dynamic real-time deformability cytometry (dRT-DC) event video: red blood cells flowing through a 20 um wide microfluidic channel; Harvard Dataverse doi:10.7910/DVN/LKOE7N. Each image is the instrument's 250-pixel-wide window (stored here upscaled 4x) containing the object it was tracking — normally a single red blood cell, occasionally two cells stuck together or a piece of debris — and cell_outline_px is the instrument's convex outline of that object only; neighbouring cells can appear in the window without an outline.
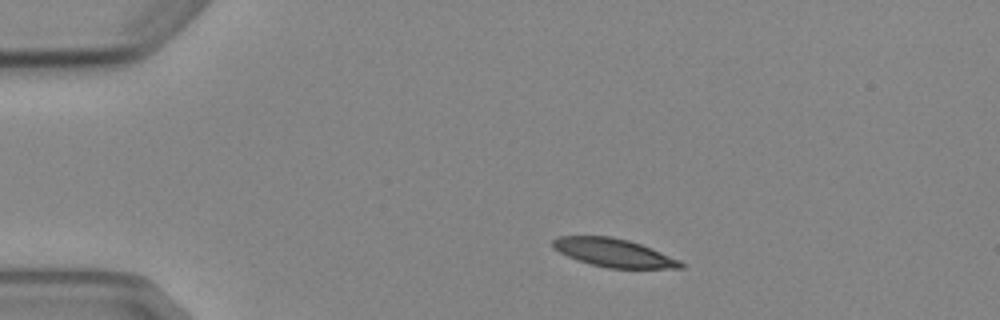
{"species": "Egyptian fruit bat (a non-hibernating species)", "species_latin": "Rousettus aegyptiacus", "temperature_condition": "cold", "stored_images_in_passage": 2, "camera_frame_rate_fps": 3000, "um_per_image_px": 0.085, "animal": {"sex": "female"}, "frame": {"image": 1, "passage_image": 1, "time_ms": 0.0, "image_size_px": [1000, 320], "cell_outline_px": [[684, 268], [608, 268], [592, 264], [568, 256], [552, 248], [552, 240], [556, 236], [612, 236], [628, 240], [652, 248], [680, 260], [684, 264]], "centroid_in_image_um": [52.16, 21.47], "position_along_channel_um": 32.8, "area_um2": 20.98}}